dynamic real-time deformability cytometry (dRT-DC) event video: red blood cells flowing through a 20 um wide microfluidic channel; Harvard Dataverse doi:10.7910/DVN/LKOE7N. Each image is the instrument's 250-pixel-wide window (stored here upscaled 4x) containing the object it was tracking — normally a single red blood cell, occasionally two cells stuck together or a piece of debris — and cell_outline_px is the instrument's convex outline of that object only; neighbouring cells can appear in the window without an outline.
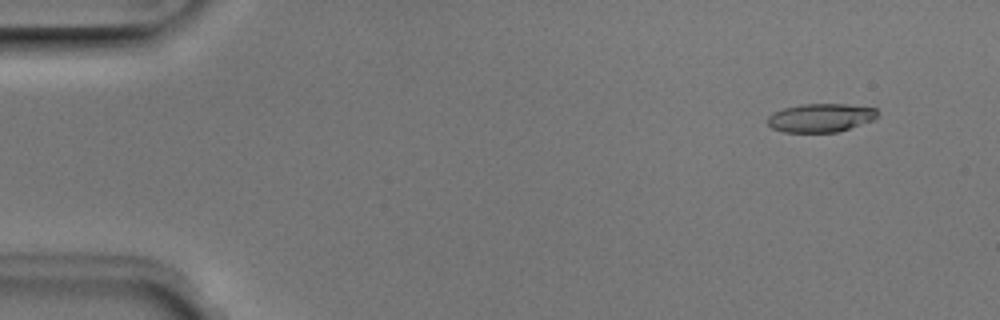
{"species": "Egyptian fruit bat (a non-hibernating species)", "species_latin": "Rousettus aegyptiacus", "temperature_condition": "room temperature", "stored_images_in_passage": 53, "segment_of_instrument_passage": [1, 2], "camera_frame_rate_fps": 3000, "um_per_image_px": 0.085, "animal": {"sex": "male"}, "frame": {"image": 1, "passage_image": 5, "time_ms": 1.333, "image_size_px": [1000, 320], "cell_outline_px": [[880, 112], [872, 120], [836, 132], [784, 132], [772, 128], [768, 124], [768, 116], [772, 112], [784, 108], [800, 104], [844, 104], [876, 108]], "centroid_in_image_um": [69.72, 10.0], "position_along_channel_um": 15.3, "area_um2": 18.15}}
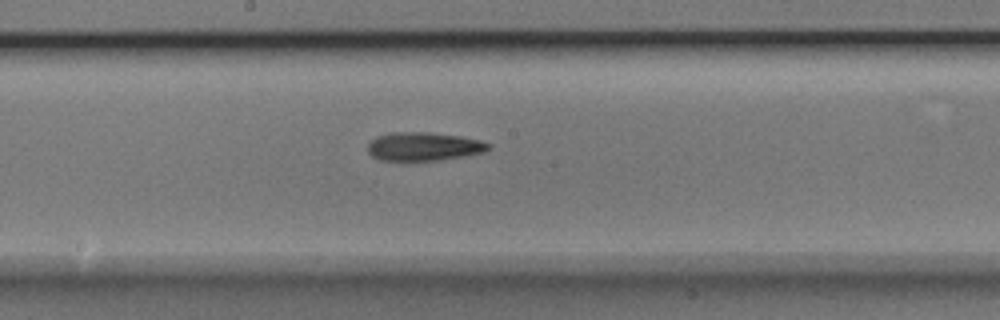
{"frame": {"image": 2, "passage_image": 28, "time_ms": 9.0, "image_size_px": [1000, 320], "cell_outline_px": [[492, 144], [484, 152], [464, 156], [436, 160], [380, 160], [372, 156], [368, 152], [368, 144], [376, 136], [388, 132], [432, 132], [460, 136], [480, 140]], "centroid_in_image_um": [36.0, 12.43], "position_along_channel_um": 212.2, "area_um2": 20.06}}
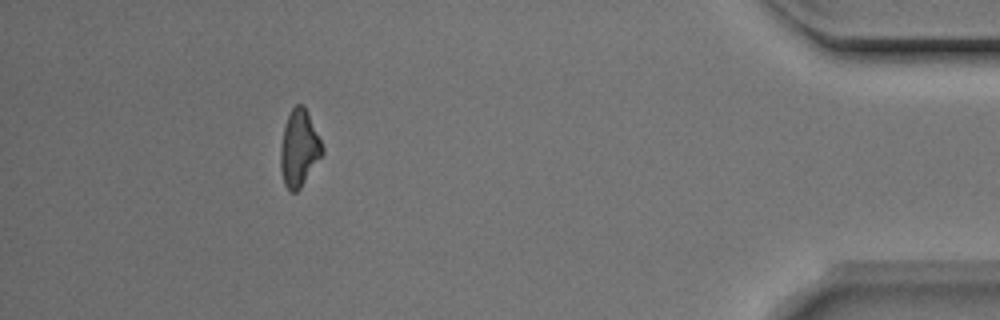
{"frame": {"image": 3, "passage_image": 47, "time_ms": 15.333, "image_size_px": [1000, 320], "cell_outline_px": [[324, 152], [300, 188], [296, 192], [288, 192], [284, 184], [280, 168], [280, 148], [284, 128], [288, 116], [292, 108], [296, 104], [304, 104], [308, 112], [324, 148]], "centroid_in_image_um": [25.42, 12.61], "position_along_channel_um": 409.8, "area_um2": 18.61}}